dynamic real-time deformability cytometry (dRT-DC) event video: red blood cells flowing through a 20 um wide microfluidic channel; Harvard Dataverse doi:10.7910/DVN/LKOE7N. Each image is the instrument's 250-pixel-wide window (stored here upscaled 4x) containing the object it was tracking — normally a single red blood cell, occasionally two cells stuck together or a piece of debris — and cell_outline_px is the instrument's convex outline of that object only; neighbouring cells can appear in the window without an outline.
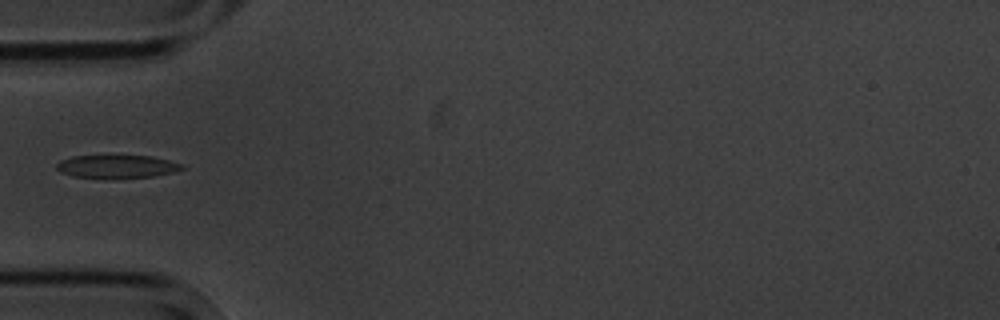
{"species": "common noctule bat (a hibernating species)", "species_latin": "Nyctalus noctula", "temperature_condition": "cold", "stored_images_in_passage": 11, "camera_frame_rate_fps": 3000, "um_per_image_px": 0.085, "animal": {"sex": "male", "body_mass_g": 20.1, "forearm_length_mm": 53.5}, "frame": {"image": 1, "passage_image": 5, "time_ms": 5.667, "image_size_px": [1000, 320], "cell_outline_px": [[184, 168], [172, 172], [152, 176], [112, 180], [108, 180], [72, 176], [60, 172], [56, 168], [56, 164], [60, 160], [72, 156], [152, 156], [184, 164]], "centroid_in_image_um": [9.89, 14.18], "position_along_channel_um": 75.1, "area_um2": 17.28}}
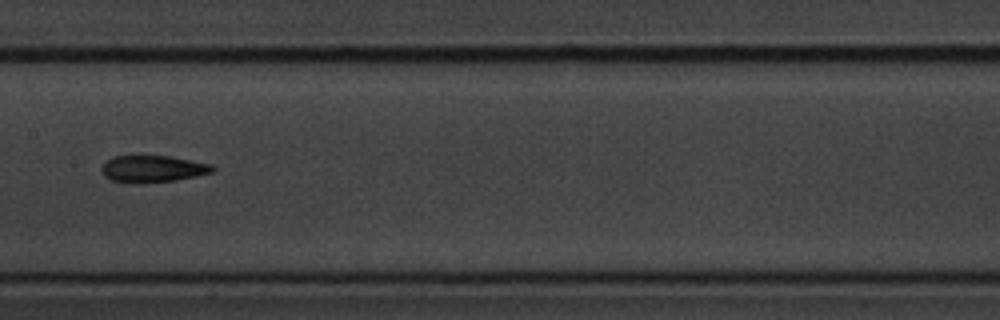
{"frame": {"image": 2, "passage_image": 8, "time_ms": 9.0, "image_size_px": [1000, 320], "cell_outline_px": [[216, 168], [212, 172], [196, 176], [176, 180], [136, 184], [132, 184], [112, 180], [104, 176], [100, 168], [112, 156], [172, 156], [212, 164]], "centroid_in_image_um": [12.99, 14.36], "position_along_channel_um": 194.4, "area_um2": 17.51}}
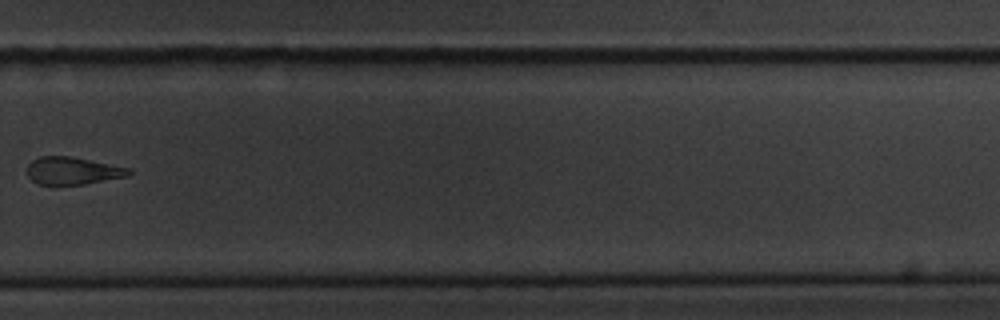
{"frame": {"image": 3, "passage_image": 11, "time_ms": 12.667, "image_size_px": [1000, 320], "cell_outline_px": [[132, 172], [128, 176], [84, 184], [40, 184], [32, 180], [28, 176], [28, 164], [32, 160], [40, 156], [72, 156], [128, 168]], "centroid_in_image_um": [6.16, 14.5], "position_along_channel_um": 323.6, "area_um2": 16.07}}